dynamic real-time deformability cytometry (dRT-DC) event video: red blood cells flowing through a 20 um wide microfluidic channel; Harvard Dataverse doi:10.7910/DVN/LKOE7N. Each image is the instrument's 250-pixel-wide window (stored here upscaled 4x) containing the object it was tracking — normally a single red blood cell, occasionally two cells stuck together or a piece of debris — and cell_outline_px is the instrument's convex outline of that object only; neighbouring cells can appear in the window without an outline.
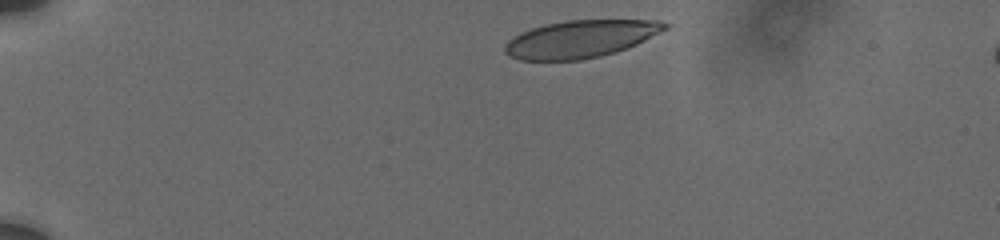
{"species": "human", "species_latin": "Homo sapiens", "temperature_condition": "cold", "stored_images_in_passage": 30, "camera_frame_rate_fps": 3000, "um_per_image_px": 0.085, "donor": {"sex": "male"}, "frame": {"image": 1, "passage_image": 1, "time_ms": 0.0, "image_size_px": [1000, 240], "cell_outline_px": [[668, 28], [636, 44], [616, 52], [600, 56], [580, 60], [520, 60], [508, 56], [504, 52], [504, 44], [508, 40], [520, 32], [544, 24], [564, 20], [656, 20], [668, 24]], "centroid_in_image_um": [49.29, 3.31], "position_along_channel_um": 35.7, "area_um2": 34.91}}
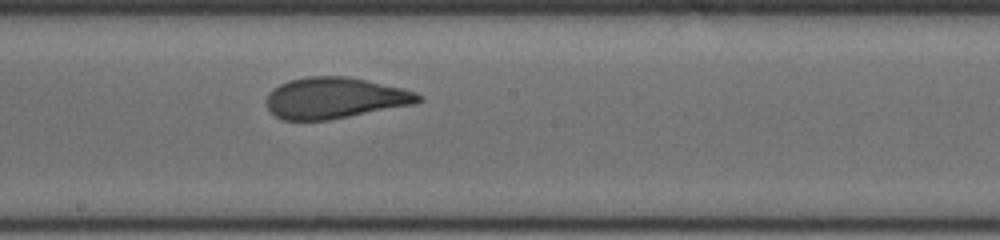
{"frame": {"image": 2, "passage_image": 17, "time_ms": 7.0, "image_size_px": [1000, 240], "cell_outline_px": [[424, 100], [416, 104], [328, 120], [280, 120], [268, 108], [268, 92], [272, 88], [288, 80], [304, 76], [348, 76], [404, 88], [416, 92], [424, 96]], "centroid_in_image_um": [28.5, 8.32], "position_along_channel_um": 219.7, "area_um2": 36.7}}
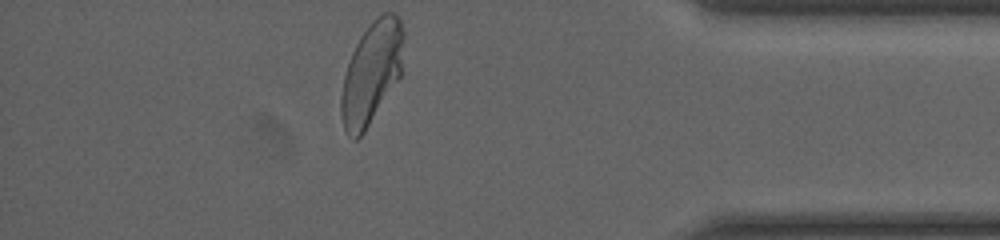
{"frame": {"image": 3, "passage_image": 30, "time_ms": 12.667, "image_size_px": [1000, 240], "cell_outline_px": [[404, 36], [400, 76], [364, 132], [356, 140], [352, 140], [344, 128], [340, 112], [340, 96], [344, 76], [352, 52], [360, 36], [384, 12], [392, 12], [400, 20], [404, 32]], "centroid_in_image_um": [31.56, 6.22], "position_along_channel_um": 403.6, "area_um2": 36.53}, "authors_computed_cell_mechanics": {"area_um2": 36.6741, "velocity_mm_per_s": 3.7072, "shape_relaxation_time_tau1_ms": 7.0667, "shape_relaxation_time_tau2_ms": 0.7965, "deformation_change_tau1": 0.2073, "deformation_change_tau2": 0.0822}}